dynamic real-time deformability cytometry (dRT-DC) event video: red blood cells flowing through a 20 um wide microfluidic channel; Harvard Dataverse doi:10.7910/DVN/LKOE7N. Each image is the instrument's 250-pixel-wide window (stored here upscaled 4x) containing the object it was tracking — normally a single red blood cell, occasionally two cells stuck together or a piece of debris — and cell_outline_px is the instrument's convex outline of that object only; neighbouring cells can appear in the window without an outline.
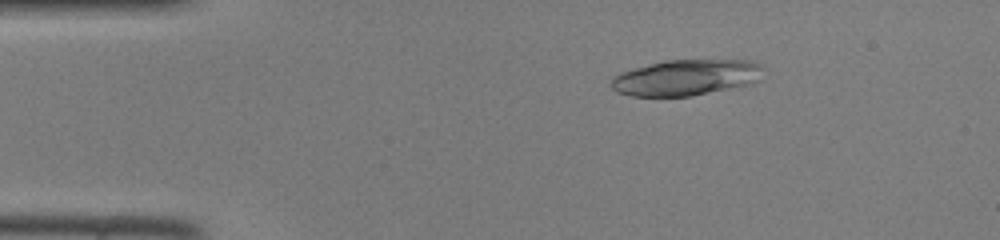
{"species": "common noctule bat (a hibernating species)", "species_latin": "Nyctalus noctula", "temperature_condition": "room temperature", "stored_images_in_passage": 45, "camera_frame_rate_fps": 3000, "um_per_image_px": 0.085, "animal": {"sex": "female", "body_mass_g": 22.0, "forearm_length_mm": 56.7}, "frame": {"image": 1, "passage_image": 7, "time_ms": 2.0, "image_size_px": [1000, 240], "cell_outline_px": [[764, 68], [756, 80], [752, 84], [692, 96], [632, 96], [616, 92], [608, 84], [612, 76], [620, 72], [648, 64], [664, 60], [748, 60], [764, 64]], "centroid_in_image_um": [58.28, 6.59], "position_along_channel_um": 26.7, "area_um2": 32.14}}